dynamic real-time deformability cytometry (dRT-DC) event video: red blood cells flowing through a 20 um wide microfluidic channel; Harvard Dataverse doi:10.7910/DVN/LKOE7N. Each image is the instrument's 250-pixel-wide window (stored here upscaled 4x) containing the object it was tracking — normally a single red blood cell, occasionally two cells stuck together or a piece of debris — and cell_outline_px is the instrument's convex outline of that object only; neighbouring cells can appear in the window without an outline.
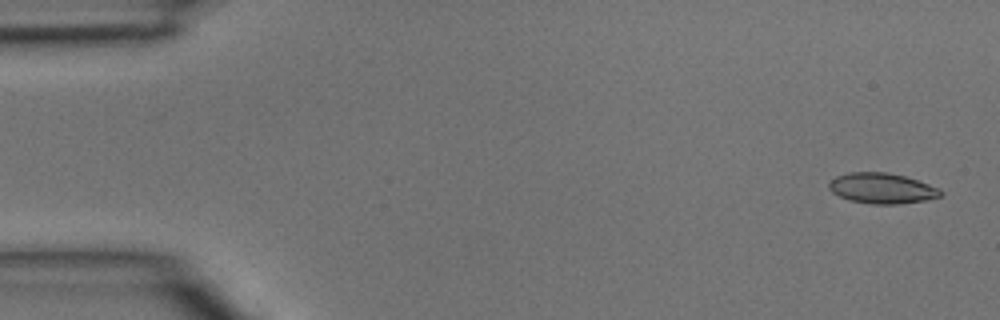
{"species": "common noctule bat (a hibernating species)", "species_latin": "Nyctalus noctula", "temperature_condition": "room temperature", "stored_images_in_passage": 4, "camera_frame_rate_fps": 3000, "um_per_image_px": 0.085, "animal": {"sex": "male", "body_mass_g": 15.6}, "frame": {"image": 1, "passage_image": 1, "time_ms": 0.0, "image_size_px": [1000, 320], "cell_outline_px": [[944, 192], [940, 196], [924, 200], [896, 204], [872, 204], [848, 200], [832, 192], [828, 188], [828, 184], [836, 176], [848, 172], [888, 172], [904, 176], [940, 188]], "centroid_in_image_um": [74.94, 16.0], "position_along_channel_um": 10.1, "area_um2": 19.77}}